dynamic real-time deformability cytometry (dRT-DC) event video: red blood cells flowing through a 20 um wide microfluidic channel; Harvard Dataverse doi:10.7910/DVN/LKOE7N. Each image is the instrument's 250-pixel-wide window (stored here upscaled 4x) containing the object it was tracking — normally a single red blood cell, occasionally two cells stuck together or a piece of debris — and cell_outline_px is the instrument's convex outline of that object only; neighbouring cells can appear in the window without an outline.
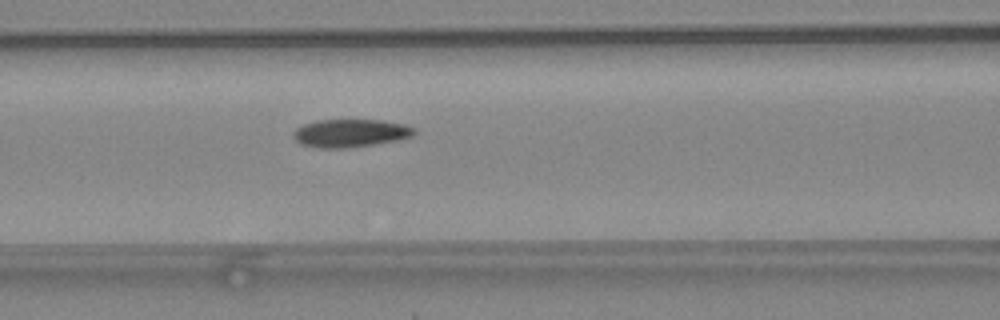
{"species": "common noctule bat (a hibernating species)", "species_latin": "Nyctalus noctula", "temperature_condition": "warm", "stored_images_in_passage": 32, "camera_frame_rate_fps": 3000, "um_per_image_px": 0.085, "animal": {"sex": "female", "body_mass_g": 24.6, "forearm_length_mm": 56.2}, "frame": {"image": 1, "passage_image": 11, "time_ms": 3.333, "image_size_px": [1000, 320], "cell_outline_px": [[416, 132], [412, 136], [400, 140], [376, 144], [348, 148], [320, 148], [300, 144], [292, 136], [292, 132], [296, 128], [304, 124], [316, 120], [384, 120], [404, 124], [416, 128]], "centroid_in_image_um": [29.8, 11.32], "position_along_channel_um": 136.8, "area_um2": 20.0}}
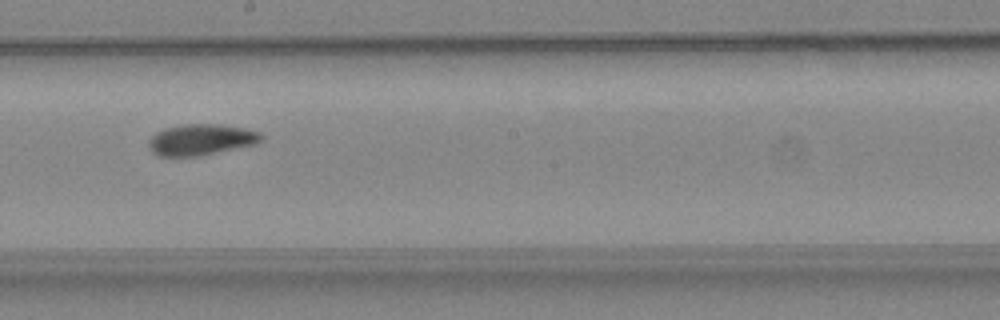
{"frame": {"image": 2, "passage_image": 18, "time_ms": 5.667, "image_size_px": [1000, 320], "cell_outline_px": [[264, 136], [256, 144], [200, 156], [160, 156], [152, 152], [148, 144], [148, 140], [156, 132], [164, 128], [184, 124], [220, 124], [244, 128], [260, 132]], "centroid_in_image_um": [17.08, 11.87], "position_along_channel_um": 231.1, "area_um2": 20.46}}
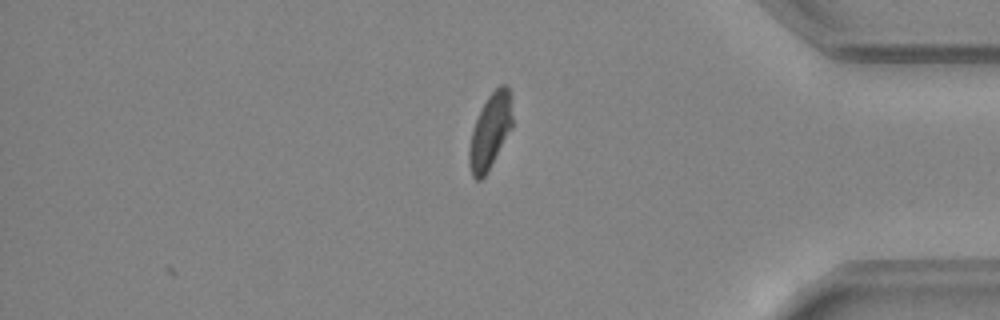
{"frame": {"image": 3, "passage_image": 32, "time_ms": 10.333, "image_size_px": [1000, 320], "cell_outline_px": [[512, 124], [488, 172], [480, 180], [476, 180], [472, 176], [468, 164], [468, 148], [472, 128], [488, 96], [500, 84], [508, 84], [512, 116]], "centroid_in_image_um": [41.62, 11.18], "position_along_channel_um": 393.6, "area_um2": 18.61}, "authors_computed_cell_mechanics": {"area_um2": 19.9699, "velocity_mm_per_s": 4.0441, "shape_relaxation_time_tau1_ms": 4.9171, "shape_relaxation_time_tau2_ms": 4.1752, "deformation_change_tau1": 0.1729, "deformation_change_tau2": 0.1004}}